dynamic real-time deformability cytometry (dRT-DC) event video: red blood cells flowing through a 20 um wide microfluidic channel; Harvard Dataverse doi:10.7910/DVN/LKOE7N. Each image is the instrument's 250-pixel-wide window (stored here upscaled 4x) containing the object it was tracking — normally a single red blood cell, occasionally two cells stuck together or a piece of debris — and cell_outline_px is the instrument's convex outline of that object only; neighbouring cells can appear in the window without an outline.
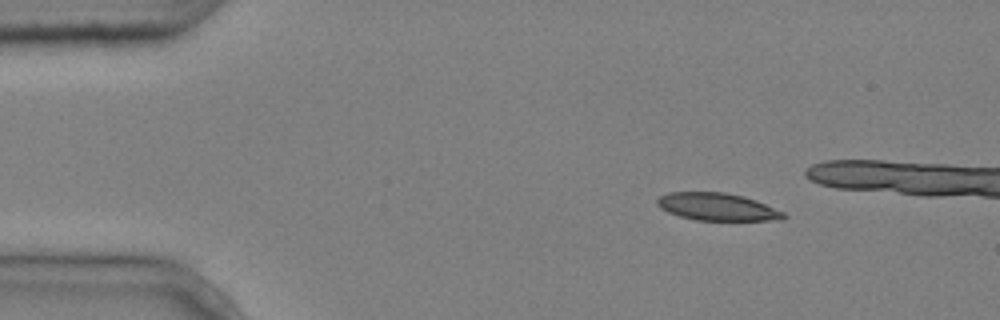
{"species": "common noctule bat (a hibernating species)", "species_latin": "Nyctalus noctula", "temperature_condition": "cold", "stored_images_in_passage": 7, "camera_frame_rate_fps": 3000, "um_per_image_px": 0.085, "animal": {"sex": "male", "body_mass_g": 20.4}, "frame": {"image": 1, "passage_image": 2, "time_ms": 0.333, "image_size_px": [1000, 320], "cell_outline_px": [[788, 216], [784, 220], [696, 220], [680, 216], [668, 212], [660, 208], [656, 204], [656, 200], [660, 196], [668, 192], [724, 192], [744, 196], [756, 200], [784, 212]], "centroid_in_image_um": [60.98, 17.58], "position_along_channel_um": 24.0, "area_um2": 20.35}}